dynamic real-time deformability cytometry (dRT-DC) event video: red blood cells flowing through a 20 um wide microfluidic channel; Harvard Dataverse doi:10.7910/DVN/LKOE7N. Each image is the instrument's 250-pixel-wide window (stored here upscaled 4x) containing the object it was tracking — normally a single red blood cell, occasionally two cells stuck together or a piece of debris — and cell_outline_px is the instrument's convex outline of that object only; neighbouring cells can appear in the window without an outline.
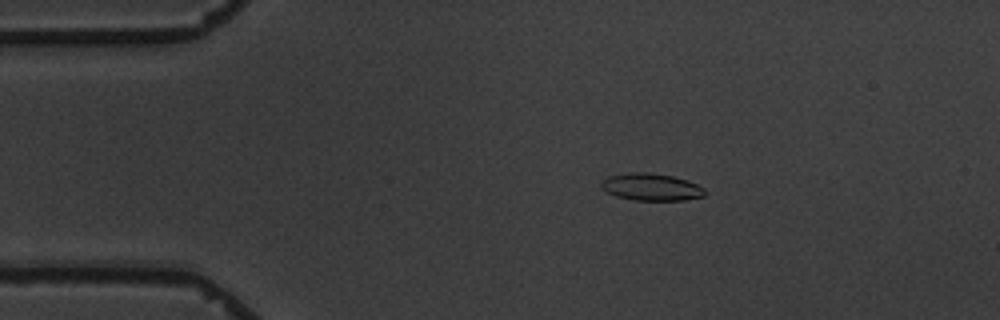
{"species": "common noctule bat (a hibernating species)", "species_latin": "Nyctalus noctula", "temperature_condition": "warm", "stored_images_in_passage": 3, "camera_frame_rate_fps": 3000, "um_per_image_px": 0.085, "animal": {"sex": "male", "body_mass_g": 19.5, "forearm_length_mm": 54.6}, "frame": {"image": 1, "passage_image": 2, "time_ms": 1.333, "image_size_px": [1000, 320], "cell_outline_px": [[704, 196], [684, 200], [632, 200], [616, 196], [600, 188], [600, 180], [608, 176], [628, 172], [644, 172], [672, 176], [688, 180], [704, 188]], "centroid_in_image_um": [55.3, 15.89], "position_along_channel_um": 29.7, "area_um2": 16.47}}